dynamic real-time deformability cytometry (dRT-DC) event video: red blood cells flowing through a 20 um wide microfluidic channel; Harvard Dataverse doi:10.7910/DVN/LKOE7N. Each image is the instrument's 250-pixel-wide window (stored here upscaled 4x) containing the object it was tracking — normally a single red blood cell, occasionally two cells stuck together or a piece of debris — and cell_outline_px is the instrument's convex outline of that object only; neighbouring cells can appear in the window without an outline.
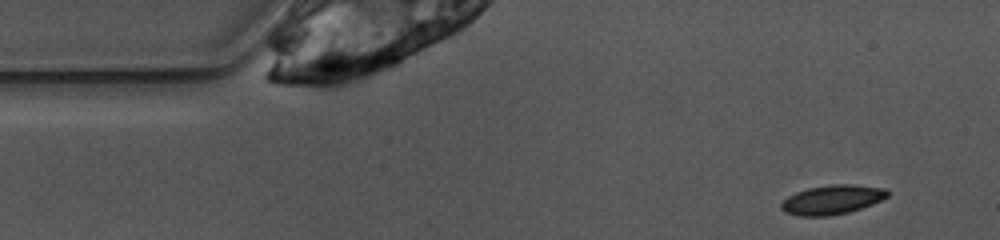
{"species": "common noctule bat (a hibernating species)", "species_latin": "Nyctalus noctula", "temperature_condition": "warm", "stored_images_in_passage": 5, "camera_frame_rate_fps": 3000, "um_per_image_px": 0.085, "animal": {"sex": "female", "body_mass_g": 10.0, "forearm_length_mm": 53.1}, "frame": {"image": 1, "passage_image": 4, "time_ms": 1.0, "image_size_px": [1000, 240], "cell_outline_px": [[888, 196], [872, 204], [848, 212], [828, 216], [800, 216], [784, 212], [780, 208], [780, 204], [788, 196], [796, 192], [808, 188], [832, 184], [852, 184], [884, 188], [888, 192]], "centroid_in_image_um": [70.7, 16.97], "position_along_channel_um": 14.3, "area_um2": 18.03}}